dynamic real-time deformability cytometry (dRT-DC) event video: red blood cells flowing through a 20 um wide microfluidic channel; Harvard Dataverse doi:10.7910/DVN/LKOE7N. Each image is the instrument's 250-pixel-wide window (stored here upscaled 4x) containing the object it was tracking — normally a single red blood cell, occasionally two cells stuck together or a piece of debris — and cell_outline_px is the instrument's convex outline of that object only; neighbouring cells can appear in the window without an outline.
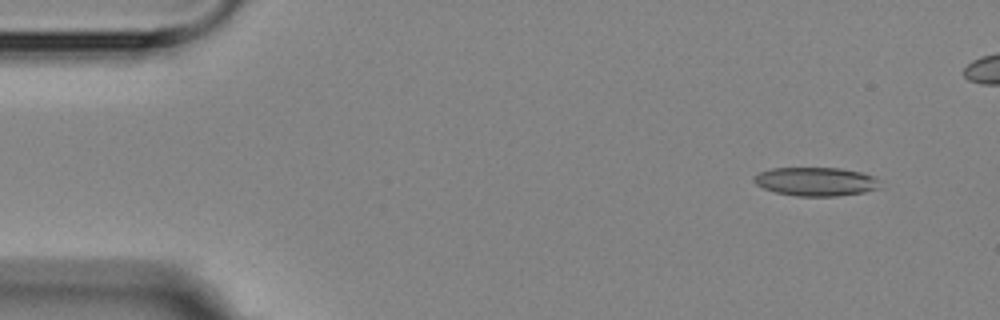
{"species": "Egyptian fruit bat (a non-hibernating species)", "species_latin": "Rousettus aegyptiacus", "temperature_condition": "room temperature", "stored_images_in_passage": 5, "camera_frame_rate_fps": 3000, "um_per_image_px": 0.085, "animal": {"sex": "female"}, "frame": {"image": 1, "passage_image": 2, "time_ms": 1.333, "image_size_px": [1000, 320], "cell_outline_px": [[880, 188], [864, 192], [836, 196], [796, 196], [776, 192], [764, 188], [756, 184], [752, 180], [752, 176], [760, 172], [772, 168], [840, 168], [860, 172], [876, 176]], "centroid_in_image_um": [69.33, 15.43], "position_along_channel_um": 15.7, "area_um2": 21.1}}